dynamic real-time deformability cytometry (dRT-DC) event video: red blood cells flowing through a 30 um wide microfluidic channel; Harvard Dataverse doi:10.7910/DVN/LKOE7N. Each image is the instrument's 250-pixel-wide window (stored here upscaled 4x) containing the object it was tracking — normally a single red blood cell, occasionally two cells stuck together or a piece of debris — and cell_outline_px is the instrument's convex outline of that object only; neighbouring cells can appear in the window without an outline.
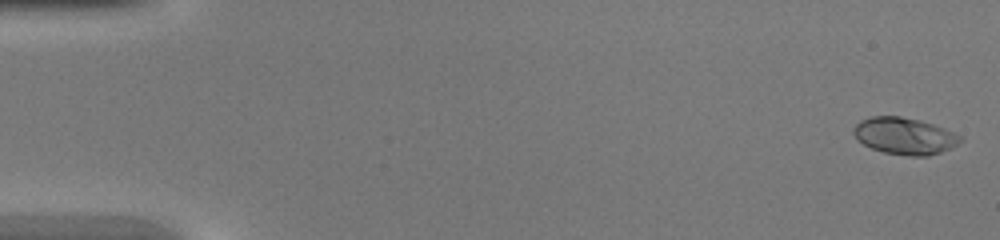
{"species": "common noctule bat (a hibernating species)", "species_latin": "Nyctalus noctula", "temperature_condition": "warm", "stored_images_in_passage": 41, "camera_frame_rate_fps": 3000, "um_per_image_px": 0.085, "animal": {"sex": "female", "body_mass_g": 20.0, "forearm_length_mm": 54.0}, "frame": {"image": 1, "passage_image": 1, "time_ms": 0.0, "image_size_px": [1000, 240], "cell_outline_px": [[964, 140], [952, 148], [928, 156], [908, 156], [884, 152], [872, 148], [856, 140], [852, 132], [852, 128], [860, 120], [872, 116], [900, 116], [920, 120], [944, 128], [960, 136]], "centroid_in_image_um": [76.87, 11.56], "position_along_channel_um": 8.1, "area_um2": 23.0}}
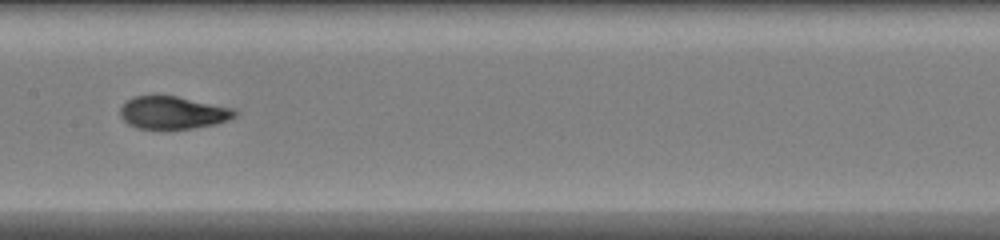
{"frame": {"image": 2, "passage_image": 23, "time_ms": 7.333, "image_size_px": [1000, 240], "cell_outline_px": [[240, 112], [236, 116], [228, 120], [216, 124], [192, 128], [136, 128], [128, 124], [120, 116], [120, 108], [128, 100], [136, 96], [176, 96], [236, 108]], "centroid_in_image_um": [14.76, 9.57], "position_along_channel_um": 192.6, "area_um2": 21.73}}
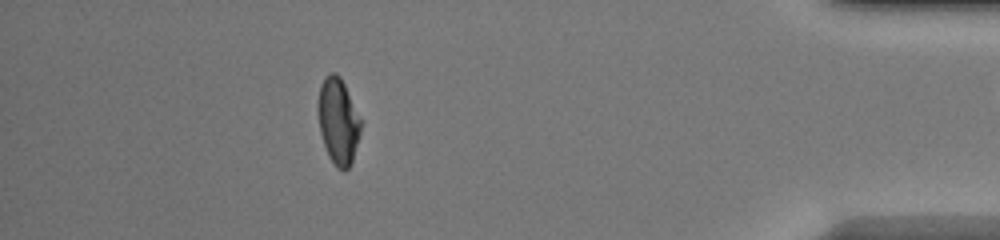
{"frame": {"image": 3, "passage_image": 40, "time_ms": 13.0, "image_size_px": [1000, 240], "cell_outline_px": [[360, 136], [352, 160], [348, 168], [344, 172], [336, 168], [328, 156], [320, 132], [316, 108], [320, 84], [324, 76], [328, 72], [336, 72], [340, 76], [344, 84], [360, 120]], "centroid_in_image_um": [28.7, 10.29], "position_along_channel_um": 406.5, "area_um2": 21.56}}